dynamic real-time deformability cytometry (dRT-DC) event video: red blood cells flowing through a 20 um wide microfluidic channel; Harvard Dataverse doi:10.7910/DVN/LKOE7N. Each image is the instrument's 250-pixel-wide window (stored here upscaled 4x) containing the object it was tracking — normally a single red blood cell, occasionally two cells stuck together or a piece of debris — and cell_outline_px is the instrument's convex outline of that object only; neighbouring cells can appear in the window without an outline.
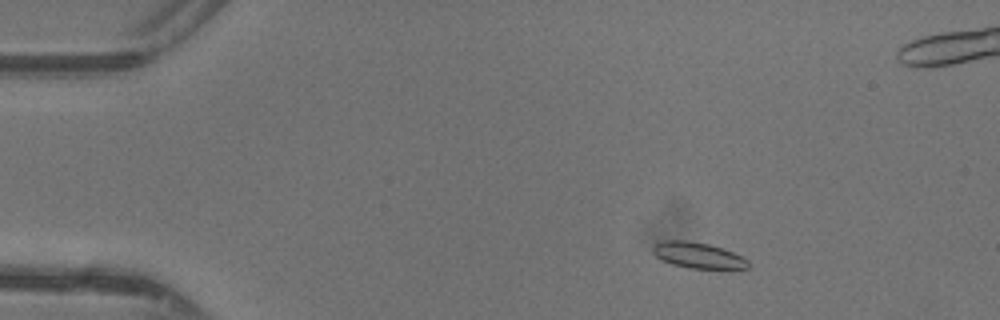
{"species": "common noctule bat (a hibernating species)", "species_latin": "Nyctalus noctula", "temperature_condition": "warm", "stored_images_in_passage": 46, "camera_frame_rate_fps": 3000, "um_per_image_px": 0.085, "animal": {"sex": "female"}, "frame": {"image": 1, "passage_image": 5, "time_ms": 1.333, "image_size_px": [1000, 320], "cell_outline_px": [[748, 268], [688, 268], [672, 264], [656, 256], [652, 252], [652, 248], [656, 244], [664, 240], [684, 240], [708, 244], [732, 252], [748, 260]], "centroid_in_image_um": [59.29, 21.69], "position_along_channel_um": 25.7, "area_um2": 13.99}}
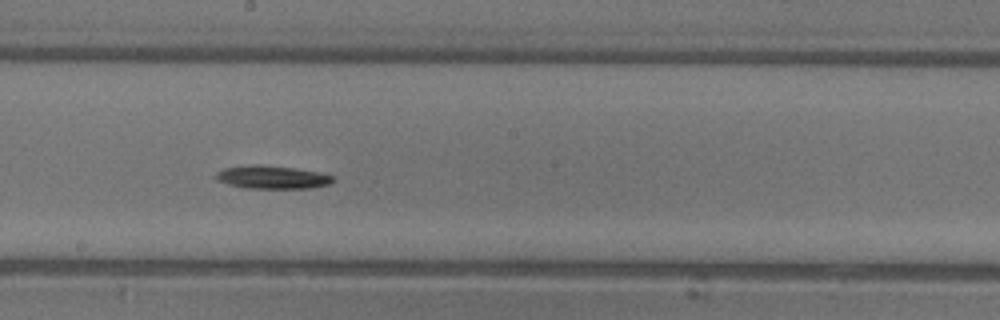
{"frame": {"image": 2, "passage_image": 24, "time_ms": 7.667, "image_size_px": [1000, 320], "cell_outline_px": [[336, 180], [328, 184], [312, 188], [244, 188], [228, 184], [216, 180], [212, 176], [216, 172], [224, 168], [256, 164], [260, 164], [296, 168], [336, 176]], "centroid_in_image_um": [23.11, 15.06], "position_along_channel_um": 225.1, "area_um2": 15.95}}
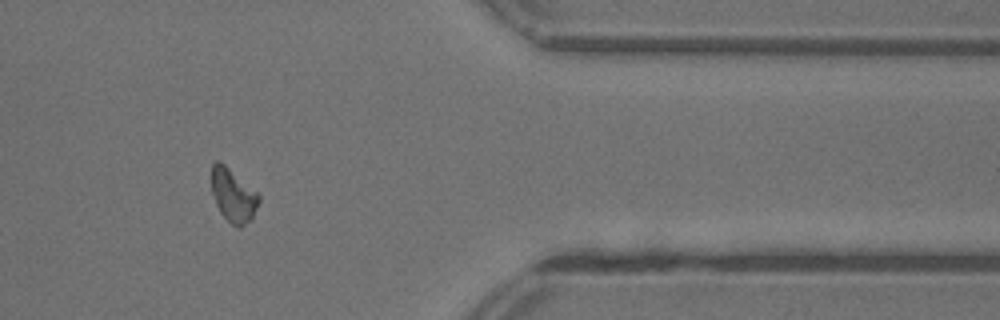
{"frame": {"image": 3, "passage_image": 37, "time_ms": 12.0, "image_size_px": [1000, 320], "cell_outline_px": [[260, 200], [252, 220], [240, 228], [236, 228], [220, 212], [216, 204], [212, 192], [212, 164], [216, 160], [220, 160], [256, 192], [260, 196]], "centroid_in_image_um": [19.83, 16.62], "position_along_channel_um": 391.6, "area_um2": 14.62}, "authors_computed_cell_mechanics": {"area_um2": 14.7968, "velocity_mm_per_s": 4.3712, "shape_relaxation_time_tau1_ms": 7.3315, "shape_relaxation_time_tau2_ms": null, "deformation_change_tau1": 0.2427, "deformation_change_tau2": null}}